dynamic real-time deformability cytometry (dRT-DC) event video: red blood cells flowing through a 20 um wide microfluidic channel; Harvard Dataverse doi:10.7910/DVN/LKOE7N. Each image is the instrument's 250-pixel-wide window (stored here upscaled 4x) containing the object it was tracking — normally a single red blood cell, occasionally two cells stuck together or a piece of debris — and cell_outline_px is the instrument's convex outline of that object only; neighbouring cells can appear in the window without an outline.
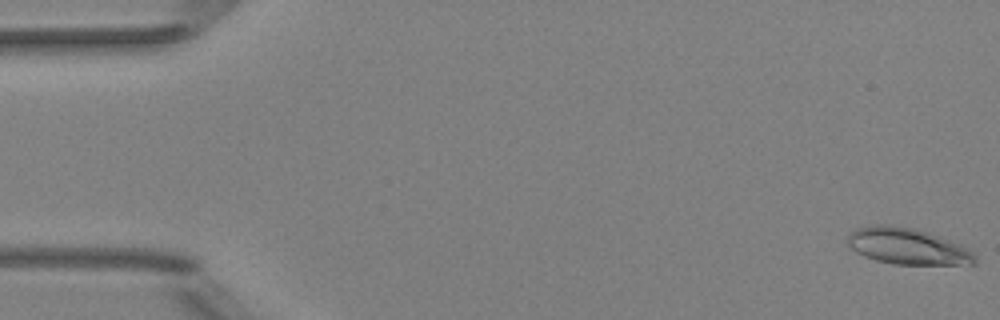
{"species": "Egyptian fruit bat (a non-hibernating species)", "species_latin": "Rousettus aegyptiacus", "temperature_condition": "room temperature", "stored_images_in_passage": 51, "camera_frame_rate_fps": 3000, "um_per_image_px": 0.085, "animal": {"sex": "female"}, "frame": {"image": 1, "passage_image": 1, "time_ms": 0.0, "image_size_px": [1000, 320], "cell_outline_px": [[976, 264], [892, 264], [876, 260], [864, 256], [856, 252], [848, 244], [848, 236], [856, 228], [876, 224], [892, 224], [912, 228], [960, 244], [968, 248], [976, 256]], "centroid_in_image_um": [77.12, 20.93], "position_along_channel_um": 7.9, "area_um2": 26.65}}
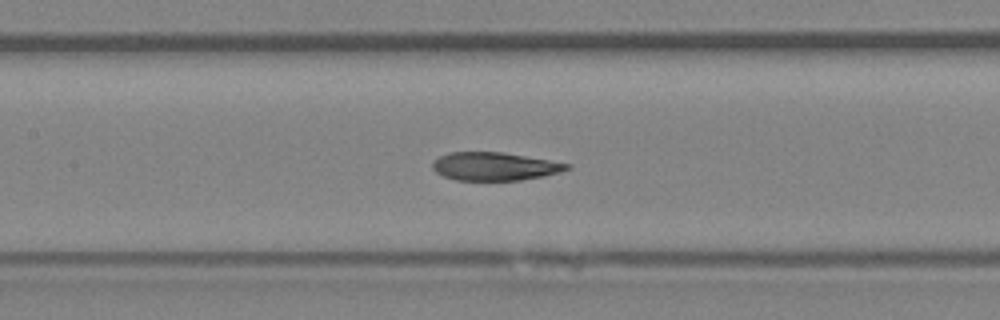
{"frame": {"image": 2, "passage_image": 24, "time_ms": 7.667, "image_size_px": [1000, 320], "cell_outline_px": [[572, 168], [560, 172], [544, 176], [520, 180], [456, 180], [444, 176], [436, 172], [432, 168], [432, 160], [448, 152], [504, 152], [572, 164]], "centroid_in_image_um": [42.05, 14.13], "position_along_channel_um": 165.3, "area_um2": 22.2}}
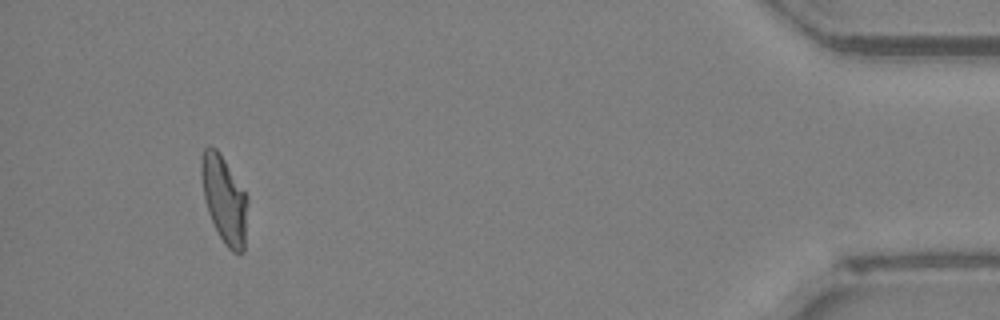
{"frame": {"image": 3, "passage_image": 48, "time_ms": 15.667, "image_size_px": [1000, 320], "cell_outline_px": [[248, 204], [244, 252], [232, 252], [224, 244], [208, 212], [204, 196], [200, 176], [200, 156], [204, 148], [216, 148], [220, 152], [248, 196]], "centroid_in_image_um": [19.07, 16.93], "position_along_channel_um": 416.1, "area_um2": 23.64}, "authors_computed_cell_mechanics": {"area_um2": 23.6402, "velocity_mm_per_s": 4.0115, "shape_relaxation_time_tau1_ms": null, "shape_relaxation_time_tau2_ms": 2.6508, "deformation_change_tau1": null, "deformation_change_tau2": 0.0998}}